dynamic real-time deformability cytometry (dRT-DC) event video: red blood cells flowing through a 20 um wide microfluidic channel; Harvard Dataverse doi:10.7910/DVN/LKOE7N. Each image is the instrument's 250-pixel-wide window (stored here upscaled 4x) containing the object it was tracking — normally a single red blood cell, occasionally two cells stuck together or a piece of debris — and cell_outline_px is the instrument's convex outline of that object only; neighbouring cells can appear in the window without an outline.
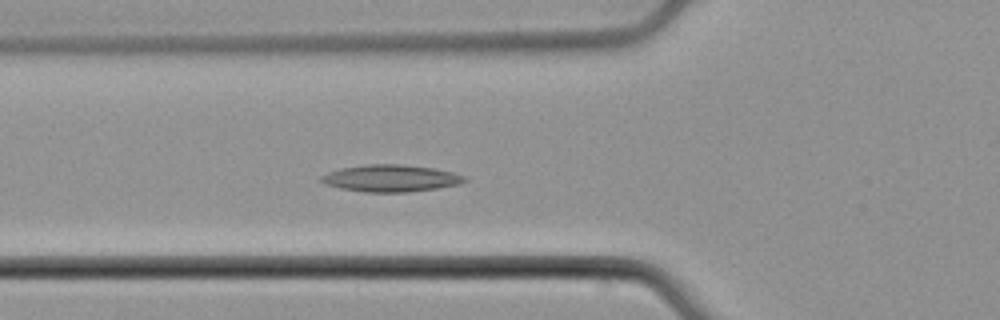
{"species": "common noctule bat (a hibernating species)", "species_latin": "Nyctalus noctula", "temperature_condition": "cold", "stored_images_in_passage": 56, "camera_frame_rate_fps": 3000, "um_per_image_px": 0.085, "animal": {"sex": "male", "body_mass_g": 21.5, "forearm_length_mm": 52.0}, "frame": {"image": 1, "passage_image": 20, "time_ms": 6.333, "image_size_px": [1000, 320], "cell_outline_px": [[468, 180], [460, 184], [436, 188], [408, 192], [364, 192], [340, 188], [324, 184], [320, 180], [320, 176], [328, 172], [340, 168], [364, 164], [400, 164], [432, 168], [452, 172], [464, 176]], "centroid_in_image_um": [33.18, 15.15], "position_along_channel_um": 92.6, "area_um2": 22.54}}
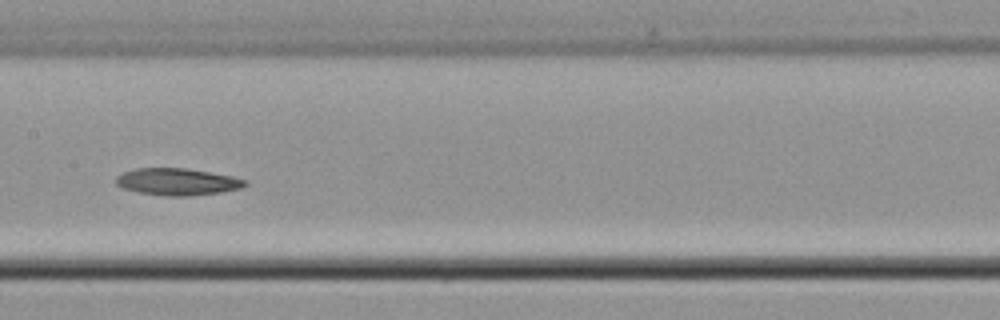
{"frame": {"image": 2, "passage_image": 28, "time_ms": 9.0, "image_size_px": [1000, 320], "cell_outline_px": [[248, 184], [240, 188], [220, 192], [188, 196], [164, 196], [140, 192], [124, 188], [116, 184], [116, 176], [124, 172], [136, 168], [184, 168], [232, 176], [248, 180]], "centroid_in_image_um": [15.08, 15.45], "position_along_channel_um": 192.3, "area_um2": 20.11}}
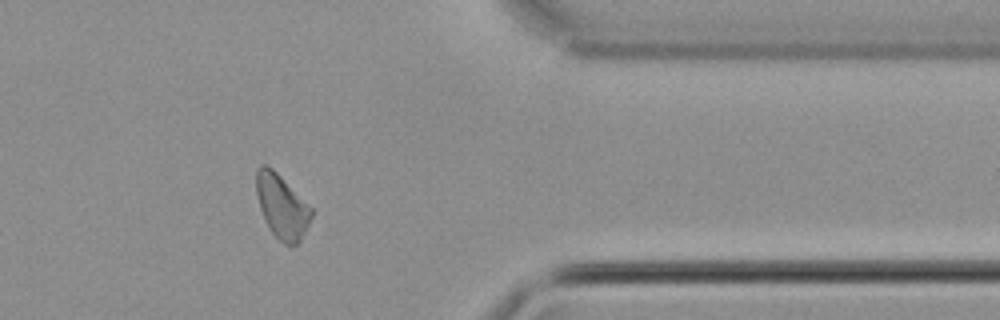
{"frame": {"image": 3, "passage_image": 45, "time_ms": 14.667, "image_size_px": [1000, 320], "cell_outline_px": [[312, 216], [300, 244], [284, 244], [272, 232], [264, 220], [260, 208], [256, 192], [256, 168], [260, 164], [264, 164], [272, 168], [312, 208]], "centroid_in_image_um": [23.95, 17.55], "position_along_channel_um": 387.5, "area_um2": 20.35}}